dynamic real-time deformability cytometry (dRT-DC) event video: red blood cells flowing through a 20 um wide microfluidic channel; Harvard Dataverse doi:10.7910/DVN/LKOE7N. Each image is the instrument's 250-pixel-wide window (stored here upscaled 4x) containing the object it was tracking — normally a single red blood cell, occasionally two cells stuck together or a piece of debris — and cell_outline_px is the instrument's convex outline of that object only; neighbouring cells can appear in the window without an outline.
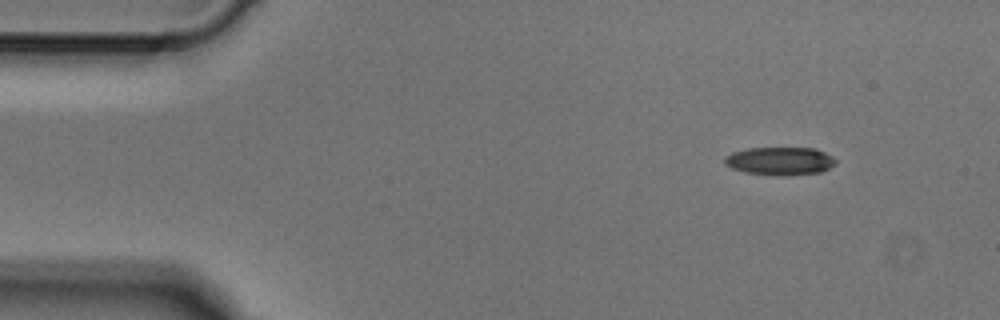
{"species": "Egyptian fruit bat (a non-hibernating species)", "species_latin": "Rousettus aegyptiacus", "temperature_condition": "cold", "stored_images_in_passage": 4, "camera_frame_rate_fps": 3000, "um_per_image_px": 0.085, "animal": {"sex": "male"}, "frame": {"image": 1, "passage_image": 1, "time_ms": 0.0, "image_size_px": [1000, 320], "cell_outline_px": [[836, 164], [820, 172], [744, 172], [732, 168], [724, 164], [724, 156], [732, 152], [748, 148], [816, 148], [832, 156], [836, 160]], "centroid_in_image_um": [66.27, 13.61], "position_along_channel_um": 18.7, "area_um2": 17.11}}
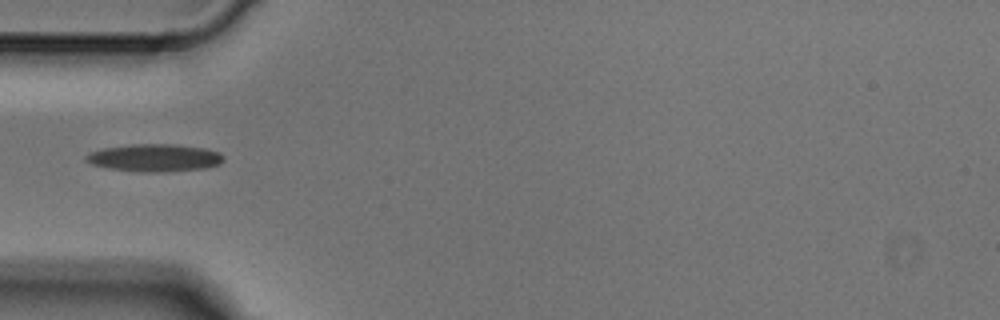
{"frame": {"image": 2, "passage_image": 3, "time_ms": 0.667, "image_size_px": [1000, 320], "cell_outline_px": [[224, 160], [220, 164], [208, 168], [168, 172], [140, 172], [108, 168], [92, 164], [84, 160], [84, 156], [88, 152], [104, 148], [132, 144], [176, 144], [204, 148], [220, 152], [224, 156]], "centroid_in_image_um": [13.16, 13.42], "position_along_channel_um": 71.8, "area_um2": 22.43}}
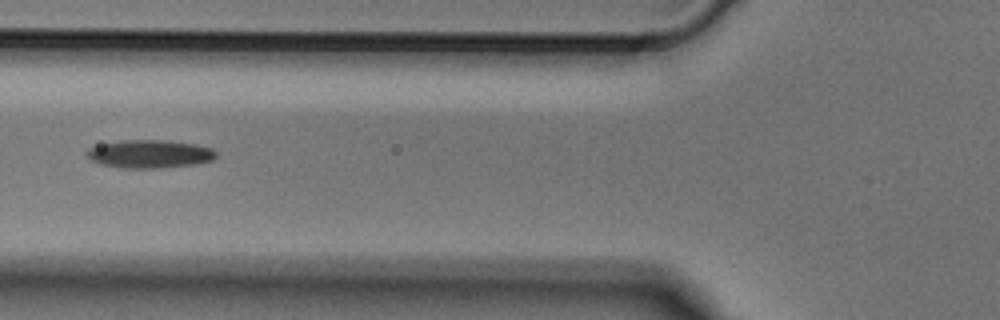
{"frame": {"image": 3, "passage_image": 4, "time_ms": 1.0, "image_size_px": [1000, 320], "cell_outline_px": [[216, 156], [212, 160], [196, 164], [156, 168], [124, 168], [100, 164], [88, 160], [84, 152], [88, 148], [100, 144], [120, 140], [164, 140], [196, 144], [212, 148], [216, 152]], "centroid_in_image_um": [12.66, 13.08], "position_along_channel_um": 113.1, "area_um2": 21.39}}